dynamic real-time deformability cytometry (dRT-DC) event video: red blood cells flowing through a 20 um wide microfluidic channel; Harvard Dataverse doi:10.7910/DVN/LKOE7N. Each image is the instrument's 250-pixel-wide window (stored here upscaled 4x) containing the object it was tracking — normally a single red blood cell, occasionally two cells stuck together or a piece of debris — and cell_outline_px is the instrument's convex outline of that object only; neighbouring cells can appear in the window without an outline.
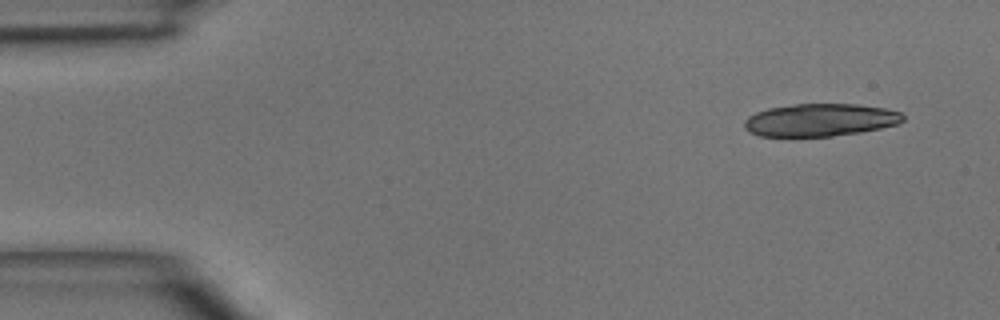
{"species": "common noctule bat (a hibernating species)", "species_latin": "Nyctalus noctula", "temperature_condition": "room temperature", "stored_images_in_passage": 4, "camera_frame_rate_fps": 3000, "um_per_image_px": 0.085, "animal": {"sex": "male", "body_mass_g": 15.6}, "frame": {"image": 1, "passage_image": 1, "time_ms": 0.0, "image_size_px": [1000, 320], "cell_outline_px": [[904, 120], [896, 124], [880, 128], [860, 132], [832, 136], [760, 136], [748, 132], [744, 128], [744, 120], [748, 116], [756, 112], [768, 108], [796, 104], [856, 104], [884, 108], [900, 112], [904, 116]], "centroid_in_image_um": [69.68, 10.2], "position_along_channel_um": 15.3, "area_um2": 30.11}}